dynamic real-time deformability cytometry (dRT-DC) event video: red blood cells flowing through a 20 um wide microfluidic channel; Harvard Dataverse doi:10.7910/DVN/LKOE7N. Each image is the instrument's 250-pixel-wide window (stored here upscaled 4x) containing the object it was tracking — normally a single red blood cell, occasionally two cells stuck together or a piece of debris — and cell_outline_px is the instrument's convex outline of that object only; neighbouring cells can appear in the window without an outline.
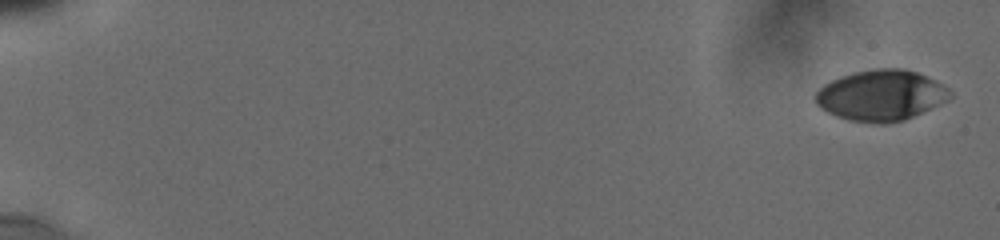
{"species": "human", "species_latin": "Homo sapiens", "temperature_condition": "cold", "stored_images_in_passage": 28, "camera_frame_rate_fps": 3000, "um_per_image_px": 0.085, "donor": {"sex": "male"}, "frame": {"image": 1, "passage_image": 1, "time_ms": 0.0, "image_size_px": [1000, 240], "cell_outline_px": [[952, 96], [948, 100], [904, 120], [884, 124], [880, 124], [848, 120], [836, 116], [820, 108], [816, 104], [816, 92], [824, 84], [840, 76], [872, 68], [904, 68], [916, 72], [936, 80], [948, 88], [952, 92]], "centroid_in_image_um": [74.89, 8.1], "position_along_channel_um": 10.1, "area_um2": 39.82}}
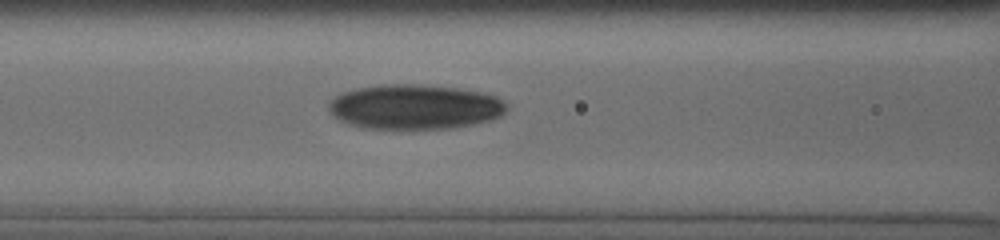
{"frame": {"image": 2, "passage_image": 21, "time_ms": 8.333, "image_size_px": [1000, 240], "cell_outline_px": [[508, 108], [500, 116], [492, 120], [452, 128], [360, 128], [348, 124], [332, 116], [328, 108], [328, 104], [336, 96], [344, 92], [360, 88], [388, 84], [412, 84], [456, 88], [480, 92], [496, 96], [508, 104]], "centroid_in_image_um": [35.26, 9.09], "position_along_channel_um": 131.3, "area_um2": 46.18}}
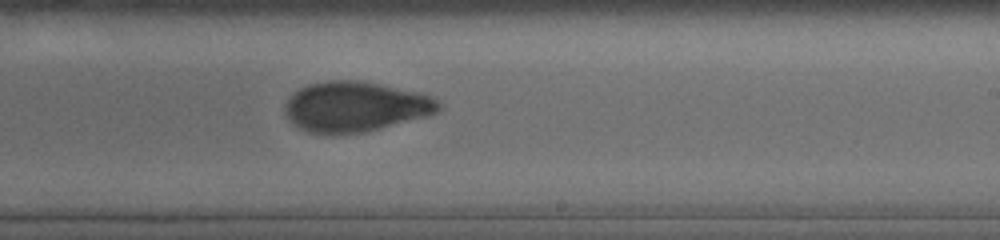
{"frame": {"image": 3, "passage_image": 28, "time_ms": 11.667, "image_size_px": [1000, 240], "cell_outline_px": [[440, 108], [436, 112], [428, 116], [364, 132], [336, 136], [324, 136], [308, 132], [296, 128], [284, 116], [284, 108], [288, 100], [300, 88], [308, 84], [328, 80], [356, 80], [380, 84], [424, 92], [436, 100], [440, 104]], "centroid_in_image_um": [30.16, 9.1], "position_along_channel_um": 258.8, "area_um2": 45.72}}